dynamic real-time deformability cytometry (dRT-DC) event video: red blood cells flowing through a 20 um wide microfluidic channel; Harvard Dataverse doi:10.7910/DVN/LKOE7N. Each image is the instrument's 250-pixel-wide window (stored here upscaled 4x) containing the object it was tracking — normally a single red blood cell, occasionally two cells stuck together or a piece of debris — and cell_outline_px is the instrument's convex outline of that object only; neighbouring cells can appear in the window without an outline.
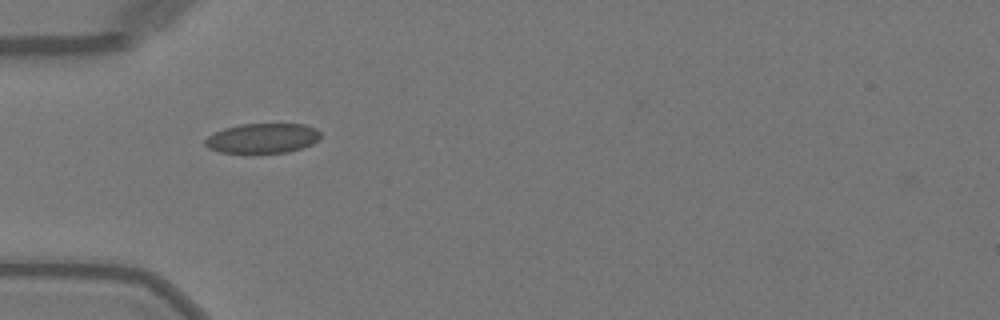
{"species": "Egyptian fruit bat (a non-hibernating species)", "species_latin": "Rousettus aegyptiacus", "temperature_condition": "warm", "stored_images_in_passage": 36, "camera_frame_rate_fps": 3000, "um_per_image_px": 0.085, "animal": {"sex": "female"}, "frame": {"image": 1, "passage_image": 2, "time_ms": 0.333, "image_size_px": [1000, 320], "cell_outline_px": [[320, 136], [312, 144], [288, 152], [220, 152], [208, 148], [204, 144], [204, 140], [208, 136], [224, 128], [240, 124], [304, 124], [316, 128], [320, 132]], "centroid_in_image_um": [22.3, 11.74], "position_along_channel_um": 62.7, "area_um2": 19.83}}
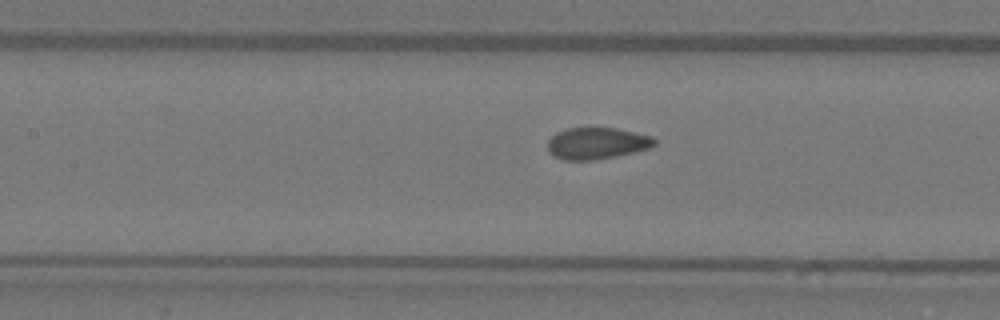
{"frame": {"image": 2, "passage_image": 9, "time_ms": 2.667, "image_size_px": [1000, 320], "cell_outline_px": [[656, 144], [648, 148], [616, 156], [596, 160], [560, 160], [552, 156], [548, 148], [548, 140], [556, 132], [568, 128], [616, 128], [652, 136], [656, 140]], "centroid_in_image_um": [50.7, 12.19], "position_along_channel_um": 156.7, "area_um2": 19.71}}
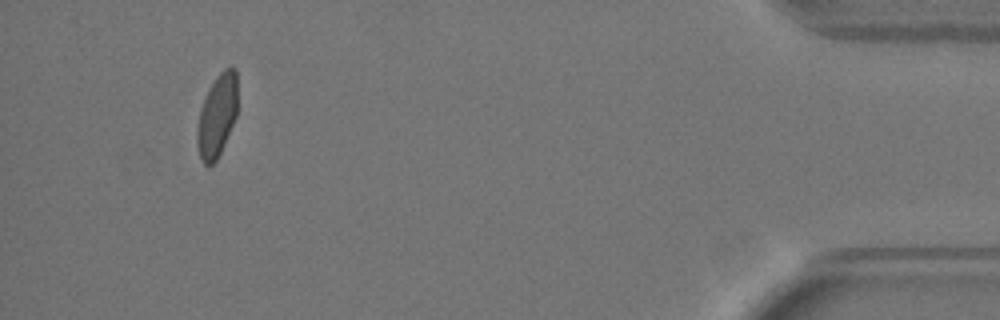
{"frame": {"image": 3, "passage_image": 33, "time_ms": 10.667, "image_size_px": [1000, 320], "cell_outline_px": [[236, 116], [224, 144], [216, 160], [208, 168], [204, 164], [200, 156], [196, 140], [196, 132], [200, 108], [208, 88], [216, 76], [224, 68], [232, 64], [236, 68]], "centroid_in_image_um": [18.43, 9.8], "position_along_channel_um": 416.8, "area_um2": 19.48}, "authors_computed_cell_mechanics": {"area_um2": 19.9988, "velocity_mm_per_s": 4.0852, "shape_relaxation_time_tau1_ms": 5.6222, "shape_relaxation_time_tau2_ms": null, "deformation_change_tau1": 0.1559, "deformation_change_tau2": null}}